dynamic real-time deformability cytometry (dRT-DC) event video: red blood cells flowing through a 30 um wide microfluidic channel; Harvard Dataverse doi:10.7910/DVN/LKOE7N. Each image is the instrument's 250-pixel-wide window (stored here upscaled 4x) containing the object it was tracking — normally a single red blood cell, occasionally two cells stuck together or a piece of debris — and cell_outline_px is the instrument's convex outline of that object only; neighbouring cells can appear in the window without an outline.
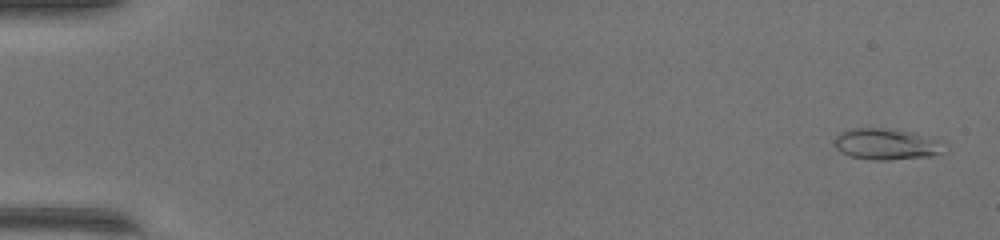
{"species": "common noctule bat (a hibernating species)", "species_latin": "Nyctalus noctula", "temperature_condition": "warm", "stored_images_in_passage": 50, "camera_frame_rate_fps": 3000, "um_per_image_px": 0.085, "animal": {"sex": "female", "body_mass_g": 17.0, "forearm_length_mm": 48.0}, "frame": {"image": 1, "passage_image": 2, "time_ms": 0.333, "image_size_px": [1000, 240], "cell_outline_px": [[948, 152], [932, 156], [888, 160], [872, 160], [852, 156], [840, 152], [832, 144], [836, 136], [840, 132], [852, 128], [884, 128], [912, 132], [932, 136], [944, 140], [948, 144]], "centroid_in_image_um": [75.47, 12.25], "position_along_channel_um": 9.5, "area_um2": 20.75}}
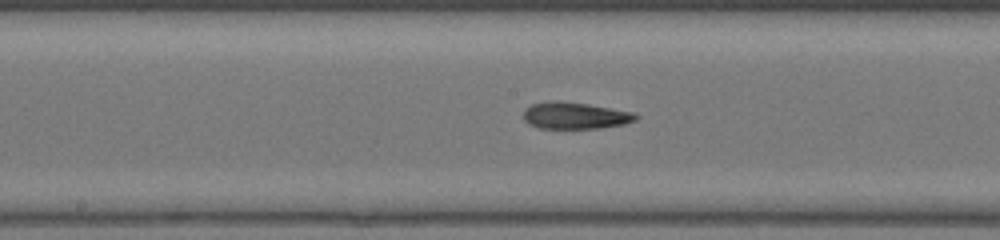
{"frame": {"image": 2, "passage_image": 27, "time_ms": 8.667, "image_size_px": [1000, 240], "cell_outline_px": [[640, 116], [636, 120], [624, 124], [600, 128], [540, 128], [528, 124], [524, 120], [524, 108], [532, 104], [556, 100], [588, 104], [636, 112]], "centroid_in_image_um": [48.91, 9.82], "position_along_channel_um": 199.3, "area_um2": 17.63}}
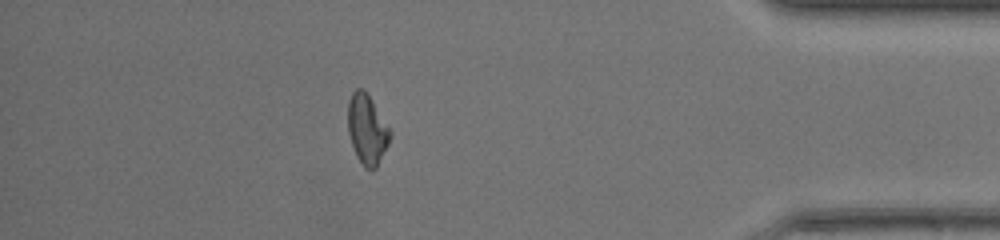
{"frame": {"image": 3, "passage_image": 44, "time_ms": 14.333, "image_size_px": [1000, 240], "cell_outline_px": [[392, 136], [376, 168], [372, 172], [364, 168], [356, 156], [348, 132], [348, 100], [352, 92], [356, 88], [364, 88], [372, 100], [392, 132]], "centroid_in_image_um": [31.2, 11.0], "position_along_channel_um": 404.0, "area_um2": 17.34}, "authors_computed_cell_mechanics": {"area_um2": 17.4556, "velocity_mm_per_s": 4.2874, "shape_relaxation_time_tau1_ms": null, "shape_relaxation_time_tau2_ms": 6.0137, "deformation_change_tau1": null, "deformation_change_tau2": 0.1437}}